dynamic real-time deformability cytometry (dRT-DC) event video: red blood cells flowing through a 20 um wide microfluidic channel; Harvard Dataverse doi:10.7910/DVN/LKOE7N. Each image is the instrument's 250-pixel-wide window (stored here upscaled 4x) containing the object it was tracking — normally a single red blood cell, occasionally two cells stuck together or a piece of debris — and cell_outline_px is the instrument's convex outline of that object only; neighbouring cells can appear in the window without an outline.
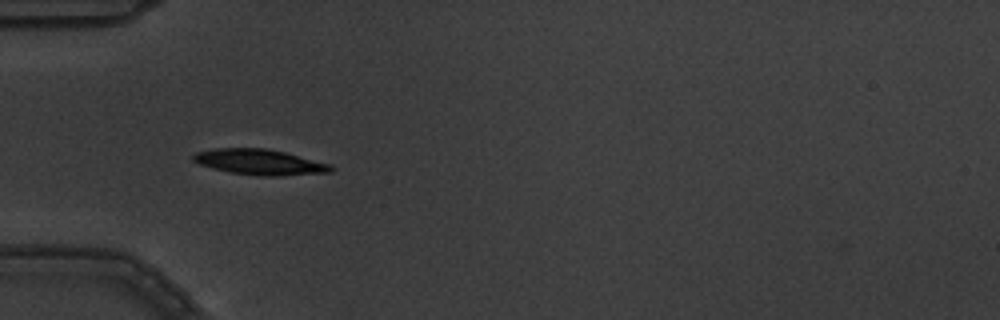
{"species": "common noctule bat (a hibernating species)", "species_latin": "Nyctalus noctula", "temperature_condition": "warm", "stored_images_in_passage": 14, "camera_frame_rate_fps": 3000, "um_per_image_px": 0.085, "animal": {"sex": "male", "body_mass_g": 19.5, "forearm_length_mm": 54.6}, "frame": {"image": 1, "passage_image": 5, "time_ms": 1.333, "image_size_px": [1000, 320], "cell_outline_px": [[336, 168], [332, 172], [280, 176], [260, 176], [232, 172], [212, 168], [200, 164], [192, 160], [192, 156], [196, 152], [216, 148], [264, 148], [284, 152], [332, 164]], "centroid_in_image_um": [22.12, 13.78], "position_along_channel_um": 62.9, "area_um2": 20.52}}
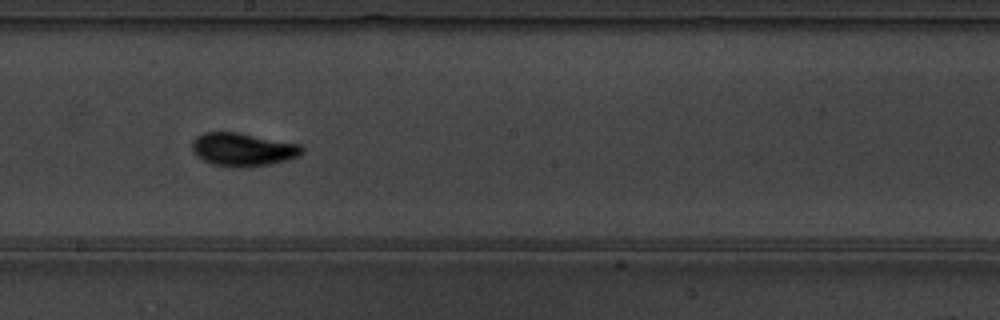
{"frame": {"image": 2, "passage_image": 9, "time_ms": 2.667, "image_size_px": [1000, 320], "cell_outline_px": [[304, 152], [300, 156], [268, 164], [244, 168], [212, 164], [204, 160], [192, 148], [192, 140], [196, 136], [204, 132], [240, 132], [300, 144], [304, 148]], "centroid_in_image_um": [20.68, 12.69], "position_along_channel_um": 227.5, "area_um2": 21.21}}
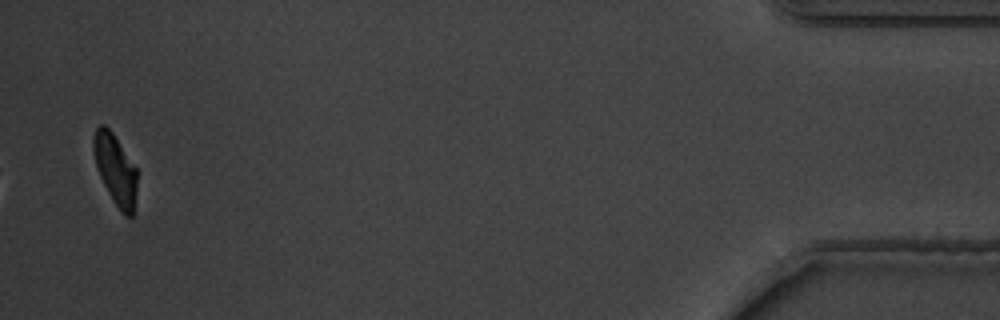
{"frame": {"image": 3, "passage_image": 14, "time_ms": 4.333, "image_size_px": [1000, 320], "cell_outline_px": [[136, 192], [132, 216], [124, 216], [120, 212], [112, 200], [100, 176], [96, 164], [92, 148], [92, 136], [96, 128], [100, 124], [104, 124], [112, 132], [136, 168]], "centroid_in_image_um": [9.78, 14.4], "position_along_channel_um": 425.4, "area_um2": 17.74}}